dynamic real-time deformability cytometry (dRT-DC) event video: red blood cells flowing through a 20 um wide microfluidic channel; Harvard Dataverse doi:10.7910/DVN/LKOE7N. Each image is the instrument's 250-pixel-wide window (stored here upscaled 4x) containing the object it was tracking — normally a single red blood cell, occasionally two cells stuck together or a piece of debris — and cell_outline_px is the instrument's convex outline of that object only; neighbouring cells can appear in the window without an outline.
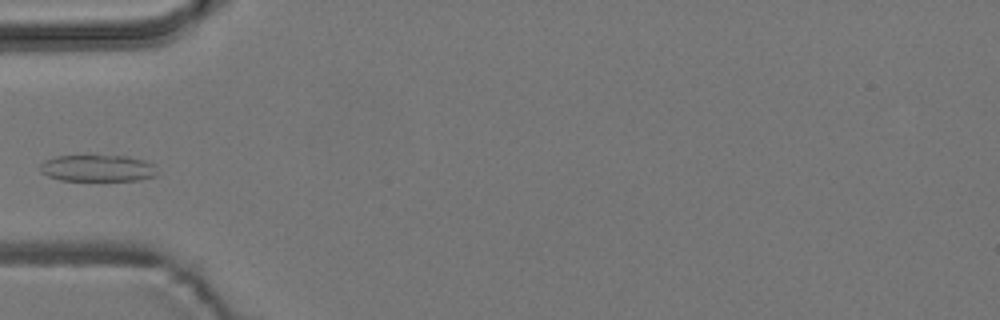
{"species": "common noctule bat (a hibernating species)", "species_latin": "Nyctalus noctula", "temperature_condition": "room temperature", "stored_images_in_passage": 3, "camera_frame_rate_fps": 3000, "um_per_image_px": 0.085, "animal": {"sex": "male", "body_mass_g": 19.2, "forearm_length_mm": 51.8}, "frame": {"image": 1, "passage_image": 3, "time_ms": 2.667, "image_size_px": [1000, 320], "cell_outline_px": [[156, 176], [140, 180], [60, 180], [48, 176], [40, 172], [40, 164], [44, 160], [56, 156], [128, 156], [144, 160], [152, 164], [156, 172]], "centroid_in_image_um": [8.27, 14.3], "position_along_channel_um": 76.7, "area_um2": 18.09}}